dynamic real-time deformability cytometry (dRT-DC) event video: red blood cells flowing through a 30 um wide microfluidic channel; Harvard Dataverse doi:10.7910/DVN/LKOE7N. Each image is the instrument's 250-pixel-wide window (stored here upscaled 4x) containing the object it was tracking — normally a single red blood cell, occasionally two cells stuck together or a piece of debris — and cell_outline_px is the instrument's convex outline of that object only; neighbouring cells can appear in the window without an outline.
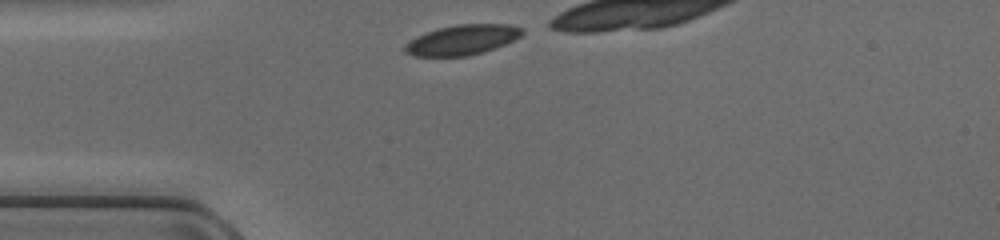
{"species": "common noctule bat (a hibernating species)", "species_latin": "Nyctalus noctula", "temperature_condition": "cold", "stored_images_in_passage": 8, "camera_frame_rate_fps": 3000, "um_per_image_px": 0.085, "animal": {"sex": "female", "body_mass_g": 17.0, "forearm_length_mm": 48.0}, "frame": {"image": 1, "passage_image": 1, "time_ms": 0.0, "image_size_px": [1000, 240], "cell_outline_px": [[524, 32], [520, 36], [504, 44], [468, 56], [412, 56], [404, 52], [404, 44], [408, 40], [416, 36], [440, 28], [456, 24], [508, 24], [524, 28]], "centroid_in_image_um": [39.24, 3.38], "position_along_channel_um": 45.8, "area_um2": 20.4}}
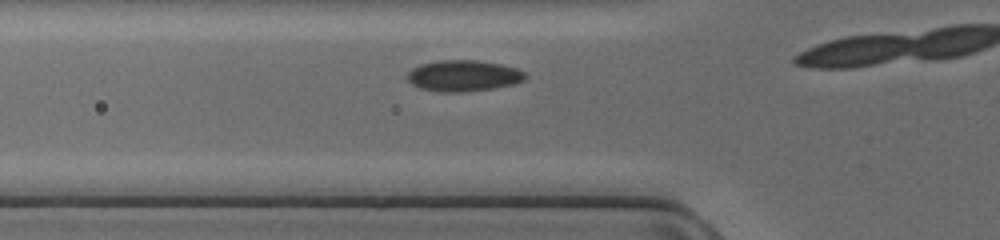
{"frame": {"image": 2, "passage_image": 5, "time_ms": 1.333, "image_size_px": [1000, 240], "cell_outline_px": [[528, 76], [524, 80], [516, 84], [492, 88], [464, 92], [440, 92], [420, 88], [412, 84], [404, 76], [412, 68], [420, 64], [440, 60], [476, 60], [500, 64], [516, 68], [524, 72]], "centroid_in_image_um": [39.38, 6.44], "position_along_channel_um": 86.4, "area_um2": 21.56}}